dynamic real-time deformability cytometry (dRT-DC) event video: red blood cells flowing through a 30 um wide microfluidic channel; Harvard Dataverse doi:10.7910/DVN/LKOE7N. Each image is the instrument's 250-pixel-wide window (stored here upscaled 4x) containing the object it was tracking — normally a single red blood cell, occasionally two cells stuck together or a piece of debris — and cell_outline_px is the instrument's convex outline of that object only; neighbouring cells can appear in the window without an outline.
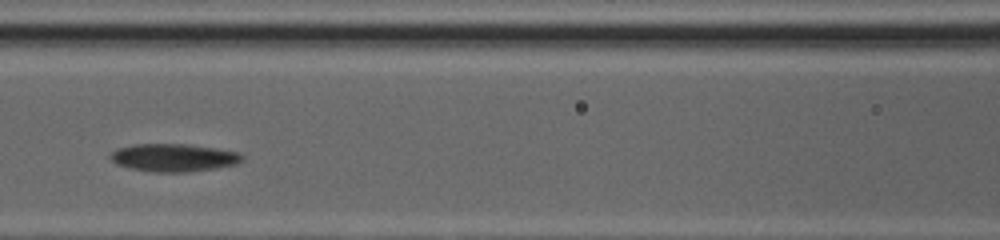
{"species": "common noctule bat (a hibernating species)", "species_latin": "Nyctalus noctula", "temperature_condition": "cold", "stored_images_in_passage": 16, "camera_frame_rate_fps": 3000, "um_per_image_px": 0.085, "animal": {"sex": "female", "body_mass_g": 20.0, "forearm_length_mm": 54.0}, "frame": {"image": 1, "passage_image": 10, "time_ms": 3.0, "image_size_px": [1000, 240], "cell_outline_px": [[244, 160], [236, 164], [216, 168], [188, 172], [156, 172], [132, 168], [116, 164], [108, 156], [116, 148], [132, 144], [184, 144], [216, 148], [240, 152], [244, 156]], "centroid_in_image_um": [14.78, 13.39], "position_along_channel_um": 151.8, "area_um2": 21.44}}